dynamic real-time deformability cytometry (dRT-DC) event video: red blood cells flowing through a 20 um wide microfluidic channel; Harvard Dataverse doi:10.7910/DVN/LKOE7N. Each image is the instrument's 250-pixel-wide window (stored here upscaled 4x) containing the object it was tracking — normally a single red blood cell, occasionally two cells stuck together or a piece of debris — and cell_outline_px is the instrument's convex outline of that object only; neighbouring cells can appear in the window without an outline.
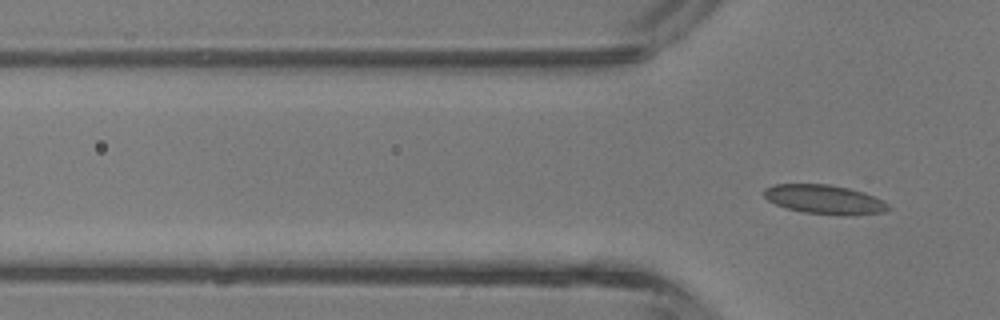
{"species": "common noctule bat (a hibernating species)", "species_latin": "Nyctalus noctula", "temperature_condition": "room temperature", "stored_images_in_passage": 4, "camera_frame_rate_fps": 3000, "um_per_image_px": 0.085, "animal": {"sex": "male", "body_mass_g": 13.3}, "frame": {"image": 1, "passage_image": 4, "time_ms": 3.333, "image_size_px": [1000, 320], "cell_outline_px": [[892, 208], [884, 212], [844, 216], [840, 216], [804, 212], [788, 208], [776, 204], [768, 200], [760, 192], [764, 188], [772, 184], [828, 184], [848, 188], [864, 192], [884, 200]], "centroid_in_image_um": [70.08, 16.95], "position_along_channel_um": 55.7, "area_um2": 21.39}}